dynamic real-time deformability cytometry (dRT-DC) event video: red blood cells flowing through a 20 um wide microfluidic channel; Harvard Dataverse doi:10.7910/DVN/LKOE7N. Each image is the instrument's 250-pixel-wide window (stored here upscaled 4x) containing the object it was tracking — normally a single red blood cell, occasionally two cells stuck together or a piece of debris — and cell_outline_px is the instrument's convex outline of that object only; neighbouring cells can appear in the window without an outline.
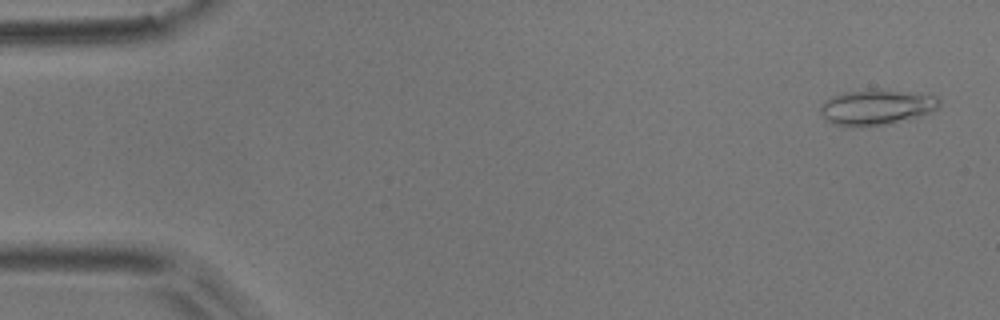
{"species": "common noctule bat (a hibernating species)", "species_latin": "Nyctalus noctula", "temperature_condition": "room temperature", "stored_images_in_passage": 5, "camera_frame_rate_fps": 3000, "um_per_image_px": 0.085, "animal": {"sex": "male", "body_mass_g": 17.9}, "frame": {"image": 1, "passage_image": 1, "time_ms": 0.0, "image_size_px": [1000, 320], "cell_outline_px": [[940, 104], [936, 108], [920, 116], [884, 124], [860, 128], [848, 128], [832, 124], [824, 120], [820, 116], [820, 104], [824, 100], [832, 96], [844, 92], [872, 88], [884, 88], [936, 96], [940, 100]], "centroid_in_image_um": [74.39, 9.11], "position_along_channel_um": 10.6, "area_um2": 25.2}}
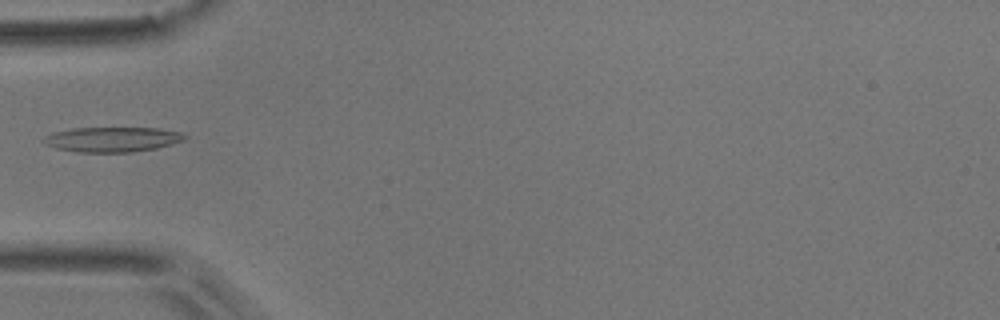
{"frame": {"image": 2, "passage_image": 5, "time_ms": 1.333, "image_size_px": [1000, 320], "cell_outline_px": [[188, 136], [184, 140], [172, 144], [156, 148], [132, 152], [76, 152], [56, 148], [44, 144], [40, 140], [44, 136], [52, 132], [72, 128], [160, 128], [180, 132]], "centroid_in_image_um": [9.51, 11.85], "position_along_channel_um": 75.5, "area_um2": 20.69}}